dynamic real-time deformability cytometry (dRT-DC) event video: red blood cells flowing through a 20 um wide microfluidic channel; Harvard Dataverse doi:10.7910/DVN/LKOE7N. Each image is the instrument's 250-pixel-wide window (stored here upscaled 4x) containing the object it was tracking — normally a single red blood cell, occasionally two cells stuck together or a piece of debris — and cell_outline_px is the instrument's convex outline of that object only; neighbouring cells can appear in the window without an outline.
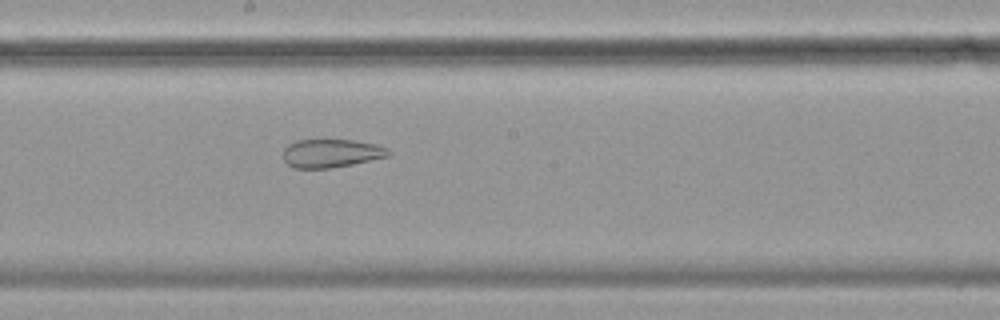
{"species": "common noctule bat (a hibernating species)", "species_latin": "Nyctalus noctula", "temperature_condition": "cold", "stored_images_in_passage": 45, "camera_frame_rate_fps": 3000, "um_per_image_px": 0.085, "animal": {"sex": "female", "body_mass_g": 19.9}, "frame": {"image": 1, "passage_image": 18, "time_ms": 5.667, "image_size_px": [1000, 320], "cell_outline_px": [[392, 152], [388, 156], [352, 164], [328, 168], [296, 168], [288, 164], [284, 160], [284, 148], [288, 144], [296, 140], [356, 140], [376, 144], [388, 148]], "centroid_in_image_um": [28.17, 13.01], "position_along_channel_um": 220.0, "area_um2": 17.34}}
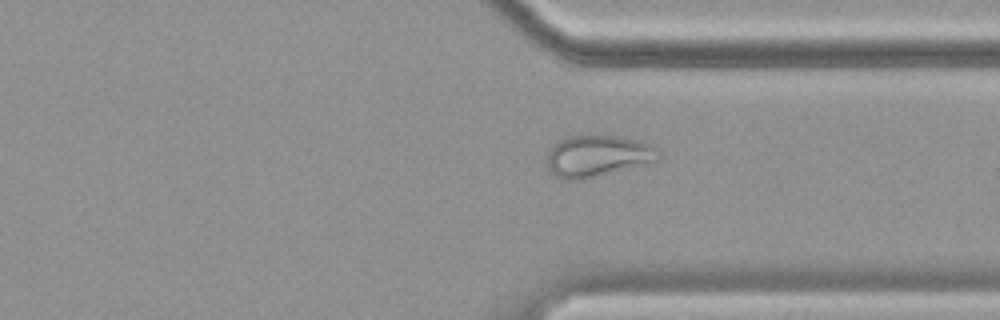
{"frame": {"image": 2, "passage_image": 30, "time_ms": 9.667, "image_size_px": [1000, 320], "cell_outline_px": [[656, 160], [580, 180], [564, 180], [552, 176], [548, 172], [544, 160], [552, 144], [556, 140], [568, 136], [620, 136], [652, 144], [656, 148]], "centroid_in_image_um": [50.62, 13.26], "position_along_channel_um": 360.8, "area_um2": 26.88}}
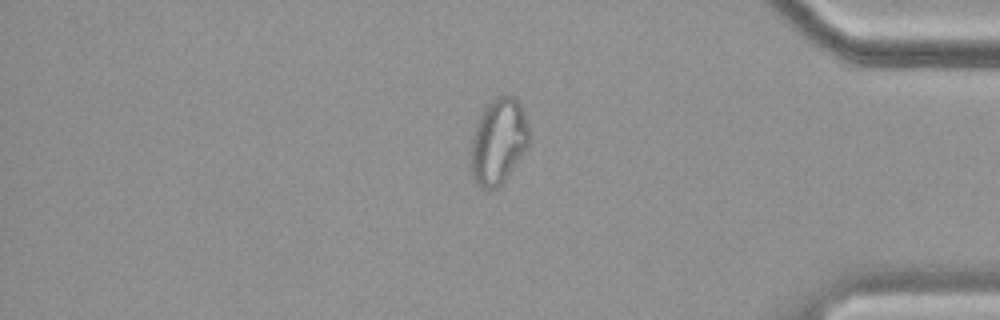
{"frame": {"image": 3, "passage_image": 35, "time_ms": 11.333, "image_size_px": [1000, 320], "cell_outline_px": [[532, 140], [528, 148], [504, 180], [496, 188], [484, 188], [476, 184], [472, 176], [472, 136], [476, 124], [484, 108], [496, 96], [504, 92], [516, 96], [524, 112]], "centroid_in_image_um": [42.41, 11.95], "position_along_channel_um": 392.8, "area_um2": 29.3}}